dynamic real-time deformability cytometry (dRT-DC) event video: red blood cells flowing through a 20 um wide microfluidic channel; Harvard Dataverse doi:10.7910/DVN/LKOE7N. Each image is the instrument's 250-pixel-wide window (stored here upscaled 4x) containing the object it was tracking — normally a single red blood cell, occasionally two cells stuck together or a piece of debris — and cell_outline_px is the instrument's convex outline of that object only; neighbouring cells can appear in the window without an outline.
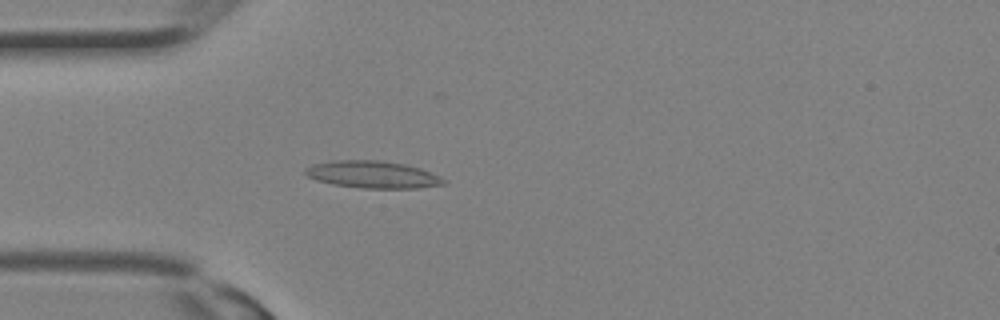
{"species": "Egyptian fruit bat (a non-hibernating species)", "species_latin": "Rousettus aegyptiacus", "temperature_condition": "room temperature", "stored_images_in_passage": 30, "camera_frame_rate_fps": 3000, "um_per_image_px": 0.085, "animal": {"sex": "female"}, "frame": {"image": 1, "passage_image": 8, "time_ms": 2.333, "image_size_px": [1000, 320], "cell_outline_px": [[448, 180], [444, 184], [416, 188], [360, 188], [332, 184], [316, 180], [308, 176], [304, 172], [304, 168], [312, 164], [336, 160], [376, 160], [404, 164], [420, 168], [440, 176]], "centroid_in_image_um": [31.66, 14.84], "position_along_channel_um": 53.3, "area_um2": 21.91}}
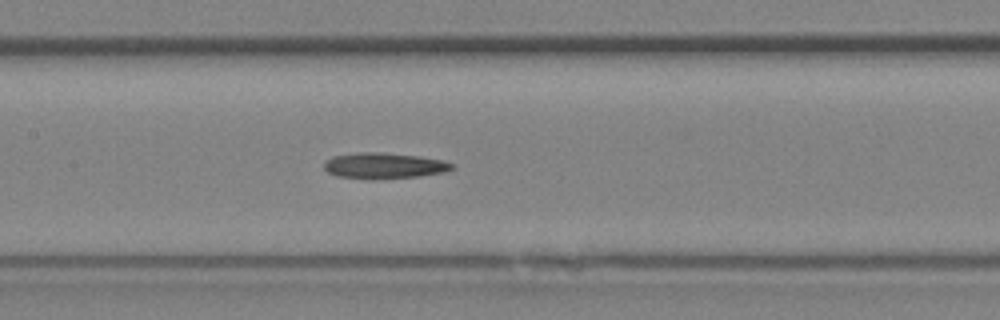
{"frame": {"image": 2, "passage_image": 14, "time_ms": 4.333, "image_size_px": [1000, 320], "cell_outline_px": [[452, 168], [444, 172], [416, 176], [336, 176], [328, 172], [324, 168], [324, 164], [332, 156], [360, 152], [380, 152], [420, 156], [444, 160], [452, 164]], "centroid_in_image_um": [32.66, 14.02], "position_along_channel_um": 174.7, "area_um2": 18.09}}
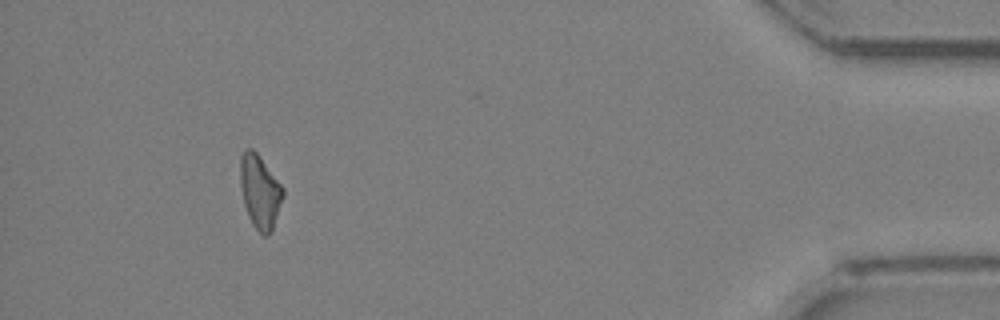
{"frame": {"image": 3, "passage_image": 28, "time_ms": 9.0, "image_size_px": [1000, 320], "cell_outline_px": [[284, 196], [272, 232], [268, 236], [264, 236], [252, 224], [248, 216], [244, 204], [240, 184], [240, 156], [244, 148], [252, 148], [260, 156], [284, 188]], "centroid_in_image_um": [22.1, 16.28], "position_along_channel_um": 413.1, "area_um2": 18.55}}